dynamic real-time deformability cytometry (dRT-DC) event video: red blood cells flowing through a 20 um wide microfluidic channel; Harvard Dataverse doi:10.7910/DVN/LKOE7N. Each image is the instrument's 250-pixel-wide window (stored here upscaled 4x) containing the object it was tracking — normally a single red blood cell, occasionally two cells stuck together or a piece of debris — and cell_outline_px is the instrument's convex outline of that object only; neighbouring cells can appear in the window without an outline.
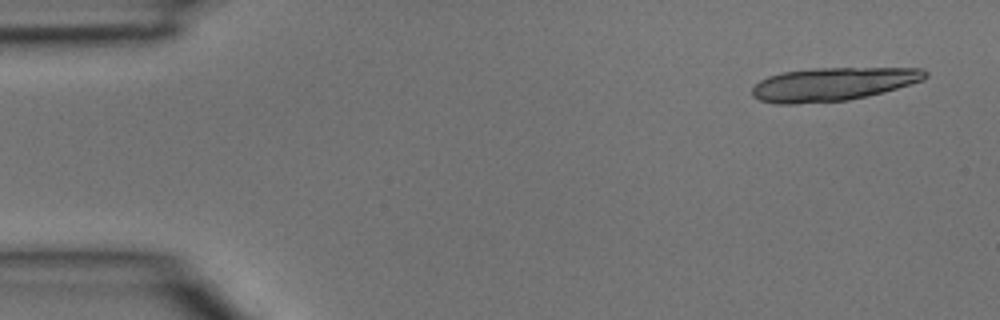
{"species": "common noctule bat (a hibernating species)", "species_latin": "Nyctalus noctula", "temperature_condition": "room temperature", "stored_images_in_passage": 4, "camera_frame_rate_fps": 3000, "um_per_image_px": 0.085, "animal": {"sex": "male", "body_mass_g": 15.6}, "frame": {"image": 1, "passage_image": 1, "time_ms": 0.0, "image_size_px": [1000, 320], "cell_outline_px": [[928, 76], [924, 80], [884, 92], [868, 96], [848, 100], [796, 104], [776, 104], [760, 100], [752, 96], [752, 88], [760, 80], [768, 76], [780, 72], [812, 68], [924, 68], [928, 72]], "centroid_in_image_um": [70.8, 7.15], "position_along_channel_um": 14.2, "area_um2": 33.93}}
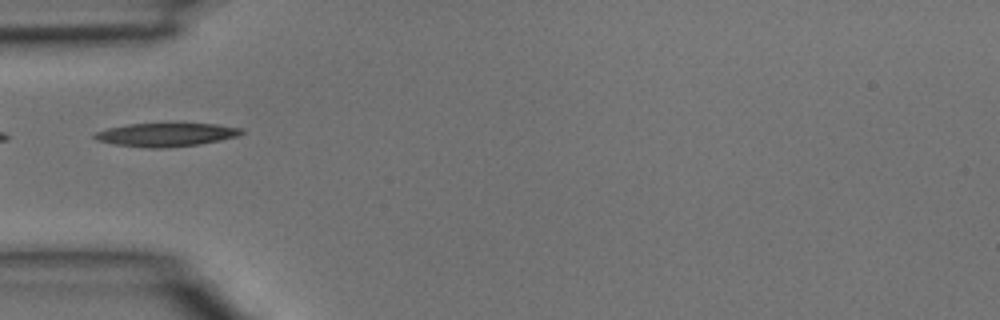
{"frame": {"image": 2, "passage_image": 4, "time_ms": 1.0, "image_size_px": [1000, 320], "cell_outline_px": [[244, 132], [236, 136], [220, 140], [200, 144], [164, 148], [148, 148], [112, 144], [96, 140], [92, 136], [92, 132], [108, 128], [128, 124], [216, 124], [244, 128]], "centroid_in_image_um": [14.07, 11.45], "position_along_channel_um": 70.9, "area_um2": 20.11}}